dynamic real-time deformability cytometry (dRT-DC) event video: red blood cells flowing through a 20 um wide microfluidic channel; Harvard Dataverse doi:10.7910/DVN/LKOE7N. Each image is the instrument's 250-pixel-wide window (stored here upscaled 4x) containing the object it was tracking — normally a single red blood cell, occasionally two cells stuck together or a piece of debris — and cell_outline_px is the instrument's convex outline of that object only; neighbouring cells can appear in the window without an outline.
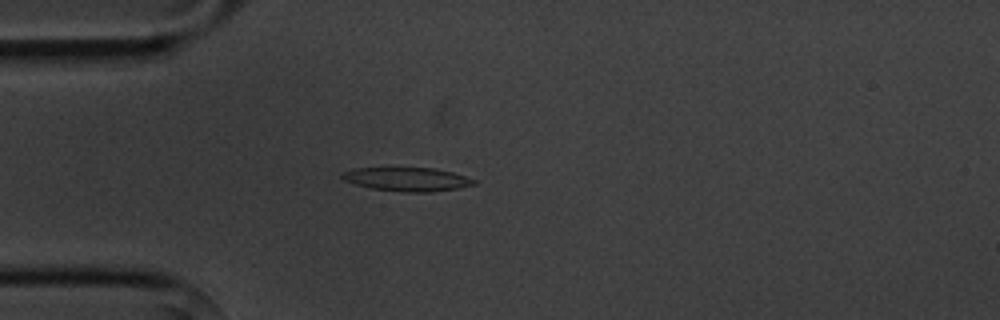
{"species": "common noctule bat (a hibernating species)", "species_latin": "Nyctalus noctula", "temperature_condition": "cold", "stored_images_in_passage": 4, "camera_frame_rate_fps": 3000, "um_per_image_px": 0.085, "animal": {"sex": "male", "body_mass_g": 20.1, "forearm_length_mm": 53.5}, "frame": {"image": 1, "passage_image": 4, "time_ms": 3.333, "image_size_px": [1000, 320], "cell_outline_px": [[476, 184], [456, 188], [432, 192], [404, 192], [372, 188], [356, 184], [344, 180], [340, 176], [340, 172], [352, 168], [432, 168], [452, 172], [476, 180]], "centroid_in_image_um": [34.56, 15.23], "position_along_channel_um": 50.4, "area_um2": 18.09}}